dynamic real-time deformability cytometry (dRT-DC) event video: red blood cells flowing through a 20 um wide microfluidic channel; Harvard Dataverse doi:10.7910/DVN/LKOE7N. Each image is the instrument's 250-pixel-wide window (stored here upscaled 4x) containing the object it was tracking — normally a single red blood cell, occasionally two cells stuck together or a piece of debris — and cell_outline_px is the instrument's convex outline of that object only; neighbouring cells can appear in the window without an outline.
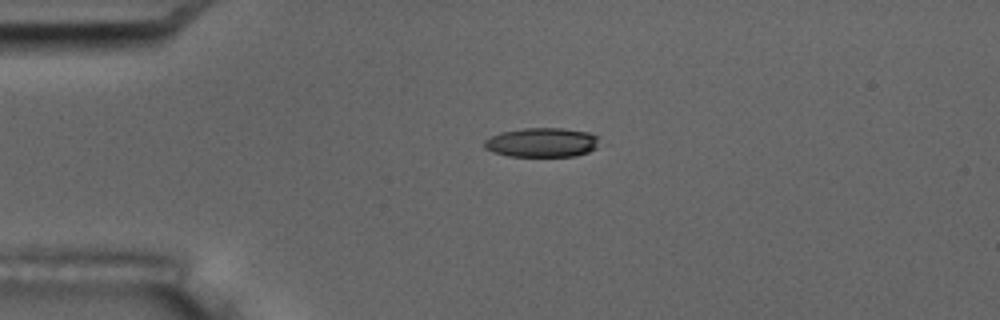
{"species": "common noctule bat (a hibernating species)", "species_latin": "Nyctalus noctula", "temperature_condition": "room temperature", "stored_images_in_passage": 5, "camera_frame_rate_fps": 3000, "um_per_image_px": 0.085, "animal": {"sex": "male", "body_mass_g": 17.5, "forearm_length_mm": 52.3}, "frame": {"image": 1, "passage_image": 4, "time_ms": 3.333, "image_size_px": [1000, 320], "cell_outline_px": [[608, 144], [588, 152], [576, 156], [508, 156], [492, 152], [484, 148], [484, 140], [500, 132], [524, 128], [564, 128], [588, 132], [600, 136]], "centroid_in_image_um": [46.2, 12.11], "position_along_channel_um": 38.8, "area_um2": 20.35}}